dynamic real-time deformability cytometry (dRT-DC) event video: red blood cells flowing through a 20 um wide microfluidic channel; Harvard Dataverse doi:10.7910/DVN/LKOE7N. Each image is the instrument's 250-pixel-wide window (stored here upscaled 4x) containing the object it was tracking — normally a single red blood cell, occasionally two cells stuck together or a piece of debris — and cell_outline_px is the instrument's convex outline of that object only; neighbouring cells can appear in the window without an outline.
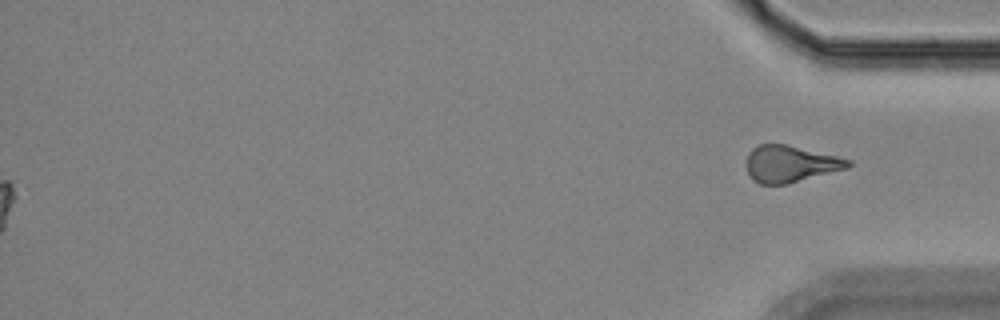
{"species": "Egyptian fruit bat (a non-hibernating species)", "species_latin": "Rousettus aegyptiacus", "temperature_condition": "room temperature", "stored_images_in_passage": 53, "segment_of_instrument_passage": [2, 2], "camera_frame_rate_fps": 3000, "um_per_image_px": 0.085, "animal": {"sex": "female"}, "frame": {"image": 1, "passage_image": 53, "time_ms": 17.333, "image_size_px": [1000, 320], "cell_outline_px": [[852, 164], [848, 168], [788, 184], [760, 184], [752, 180], [748, 172], [748, 152], [752, 148], [760, 144], [784, 144], [836, 156], [852, 160]], "centroid_in_image_um": [67.19, 13.94], "position_along_channel_um": 368.0, "area_um2": 21.56}}